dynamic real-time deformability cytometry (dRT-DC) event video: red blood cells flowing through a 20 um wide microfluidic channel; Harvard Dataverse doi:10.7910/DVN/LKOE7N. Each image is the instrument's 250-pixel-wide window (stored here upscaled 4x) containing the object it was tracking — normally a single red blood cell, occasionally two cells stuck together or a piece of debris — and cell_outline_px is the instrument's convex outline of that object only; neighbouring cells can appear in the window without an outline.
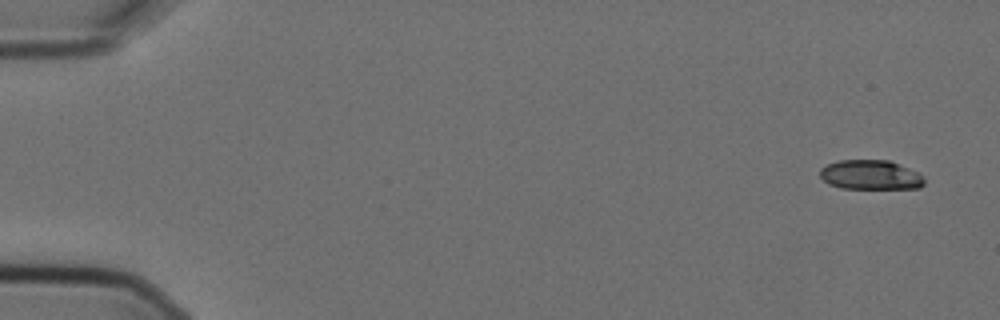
{"species": "Egyptian fruit bat (a non-hibernating species)", "species_latin": "Rousettus aegyptiacus", "temperature_condition": "cold", "stored_images_in_passage": 7, "camera_frame_rate_fps": 3000, "um_per_image_px": 0.085, "animal": {"sex": "female"}, "frame": {"image": 1, "passage_image": 1, "time_ms": 0.0, "image_size_px": [1000, 320], "cell_outline_px": [[924, 184], [920, 188], [844, 188], [828, 184], [820, 176], [820, 168], [828, 164], [840, 160], [888, 160], [908, 168], [924, 176]], "centroid_in_image_um": [73.99, 14.86], "position_along_channel_um": 11.0, "area_um2": 17.8}}
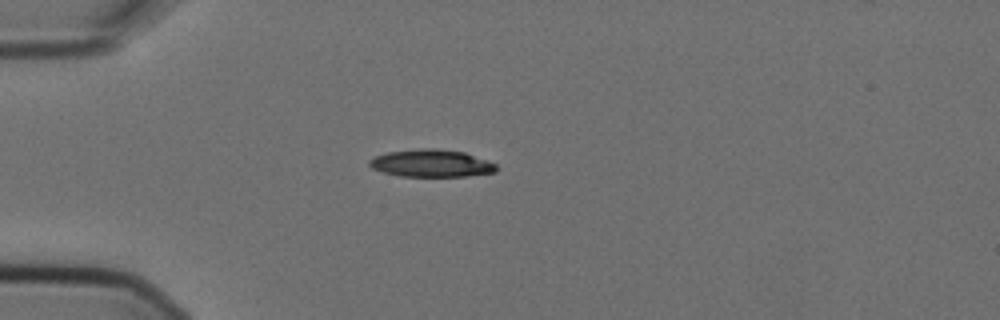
{"frame": {"image": 2, "passage_image": 5, "time_ms": 1.333, "image_size_px": [1000, 320], "cell_outline_px": [[496, 172], [468, 176], [400, 176], [384, 172], [372, 168], [368, 164], [368, 160], [376, 156], [388, 152], [420, 148], [436, 148], [464, 152], [488, 160], [496, 164]], "centroid_in_image_um": [36.67, 13.87], "position_along_channel_um": 48.3, "area_um2": 20.29}}
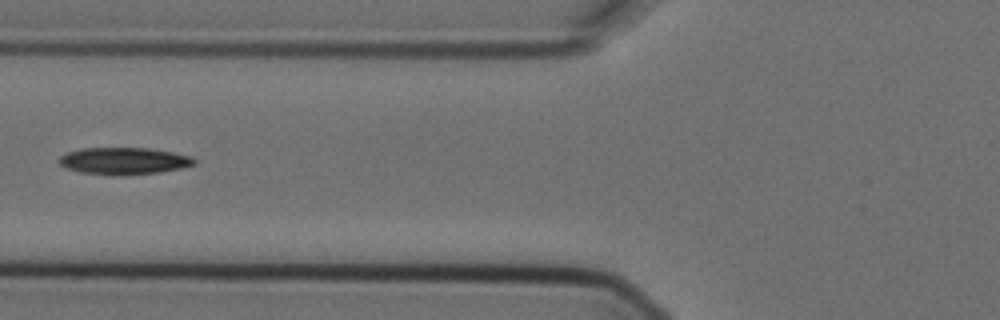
{"frame": {"image": 3, "passage_image": 7, "time_ms": 2.0, "image_size_px": [1000, 320], "cell_outline_px": [[196, 164], [180, 168], [160, 172], [80, 172], [64, 168], [56, 160], [60, 156], [68, 152], [80, 148], [148, 148], [172, 152], [188, 156], [196, 160]], "centroid_in_image_um": [10.49, 13.62], "position_along_channel_um": 115.3, "area_um2": 20.17}}